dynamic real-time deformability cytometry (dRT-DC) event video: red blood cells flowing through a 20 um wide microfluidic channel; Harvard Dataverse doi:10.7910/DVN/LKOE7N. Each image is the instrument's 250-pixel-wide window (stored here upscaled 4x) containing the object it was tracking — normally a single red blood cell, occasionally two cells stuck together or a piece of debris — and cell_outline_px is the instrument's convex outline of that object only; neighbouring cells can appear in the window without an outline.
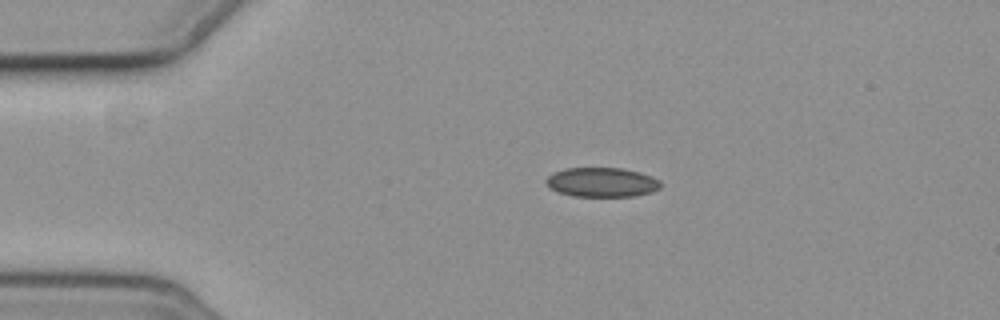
{"species": "common noctule bat (a hibernating species)", "species_latin": "Nyctalus noctula", "temperature_condition": "cold", "stored_images_in_passage": 4, "camera_frame_rate_fps": 3000, "um_per_image_px": 0.085, "animal": {"sex": "female", "body_mass_g": 19.3, "forearm_length_mm": 54.1}, "frame": {"image": 1, "passage_image": 3, "time_ms": 2.333, "image_size_px": [1000, 320], "cell_outline_px": [[660, 188], [652, 192], [636, 196], [572, 196], [560, 192], [552, 188], [544, 180], [552, 172], [564, 168], [624, 168], [640, 172], [652, 176], [660, 180]], "centroid_in_image_um": [51.18, 15.48], "position_along_channel_um": 33.8, "area_um2": 19.71}}